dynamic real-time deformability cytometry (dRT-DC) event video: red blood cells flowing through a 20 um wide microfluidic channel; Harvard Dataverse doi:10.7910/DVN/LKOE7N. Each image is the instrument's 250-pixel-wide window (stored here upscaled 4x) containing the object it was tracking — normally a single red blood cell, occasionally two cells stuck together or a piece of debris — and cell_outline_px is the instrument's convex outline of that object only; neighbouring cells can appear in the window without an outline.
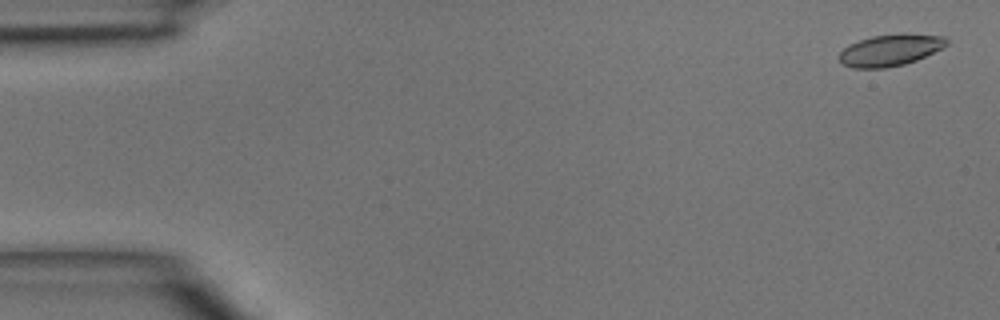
{"species": "common noctule bat (a hibernating species)", "species_latin": "Nyctalus noctula", "temperature_condition": "room temperature", "stored_images_in_passage": 46, "camera_frame_rate_fps": 3000, "um_per_image_px": 0.085, "animal": {"sex": "male", "body_mass_g": 15.6}, "frame": {"image": 1, "passage_image": 2, "time_ms": 0.333, "image_size_px": [1000, 320], "cell_outline_px": [[948, 44], [916, 60], [904, 64], [884, 68], [852, 68], [844, 64], [840, 60], [840, 52], [848, 44], [872, 36], [908, 32], [944, 36], [948, 40]], "centroid_in_image_um": [75.68, 4.23], "position_along_channel_um": 9.3, "area_um2": 19.77}}
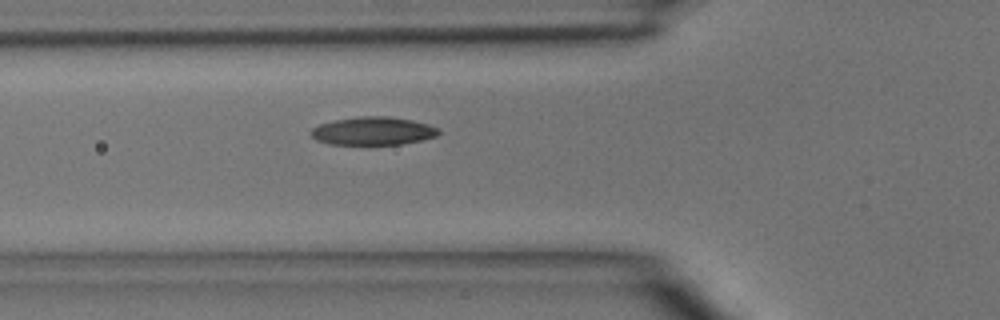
{"frame": {"image": 2, "passage_image": 17, "time_ms": 5.333, "image_size_px": [1000, 320], "cell_outline_px": [[440, 132], [436, 136], [420, 140], [400, 144], [328, 144], [316, 140], [308, 132], [312, 128], [320, 124], [332, 120], [360, 116], [388, 116], [412, 120], [428, 124], [440, 128]], "centroid_in_image_um": [31.68, 11.12], "position_along_channel_um": 94.1, "area_um2": 20.98}}
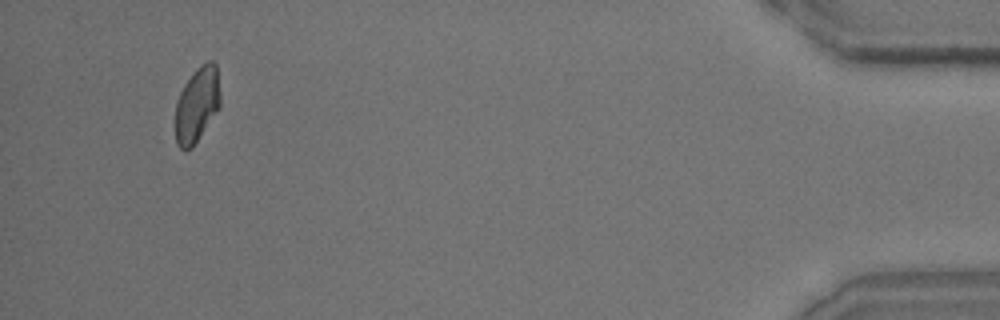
{"frame": {"image": 3, "passage_image": 45, "time_ms": 14.667, "image_size_px": [1000, 320], "cell_outline_px": [[220, 104], [192, 148], [184, 152], [176, 144], [176, 100], [184, 84], [196, 68], [200, 64], [208, 60], [212, 60], [216, 64], [220, 96]], "centroid_in_image_um": [16.72, 8.87], "position_along_channel_um": 418.5, "area_um2": 19.48}}